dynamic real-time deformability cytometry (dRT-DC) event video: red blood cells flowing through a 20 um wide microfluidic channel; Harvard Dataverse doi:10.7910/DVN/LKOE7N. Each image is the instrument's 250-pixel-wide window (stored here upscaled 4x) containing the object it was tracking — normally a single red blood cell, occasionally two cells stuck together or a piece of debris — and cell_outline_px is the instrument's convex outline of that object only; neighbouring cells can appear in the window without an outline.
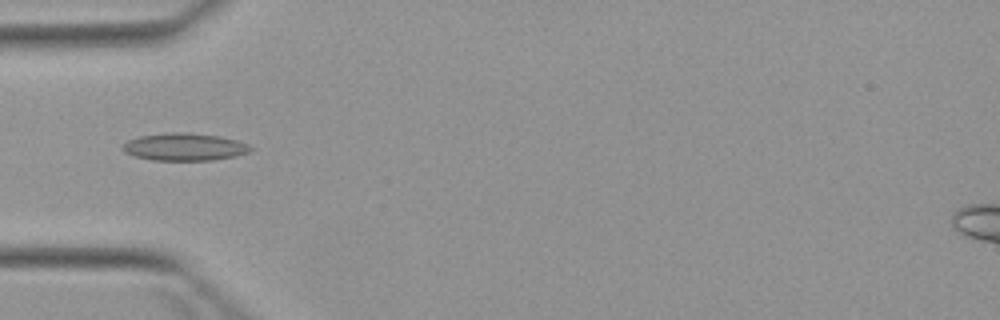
{"species": "Egyptian fruit bat (a non-hibernating species)", "species_latin": "Rousettus aegyptiacus", "temperature_condition": "warm", "stored_images_in_passage": 7, "camera_frame_rate_fps": 3000, "um_per_image_px": 0.085, "animal": {"sex": "female"}, "frame": {"image": 1, "passage_image": 7, "time_ms": 6.667, "image_size_px": [1000, 320], "cell_outline_px": [[256, 148], [248, 152], [236, 156], [212, 160], [152, 160], [132, 156], [124, 152], [120, 148], [128, 140], [140, 136], [168, 132], [188, 132], [220, 136], [236, 140], [248, 144]], "centroid_in_image_um": [15.68, 12.48], "position_along_channel_um": 69.3, "area_um2": 20.69}}